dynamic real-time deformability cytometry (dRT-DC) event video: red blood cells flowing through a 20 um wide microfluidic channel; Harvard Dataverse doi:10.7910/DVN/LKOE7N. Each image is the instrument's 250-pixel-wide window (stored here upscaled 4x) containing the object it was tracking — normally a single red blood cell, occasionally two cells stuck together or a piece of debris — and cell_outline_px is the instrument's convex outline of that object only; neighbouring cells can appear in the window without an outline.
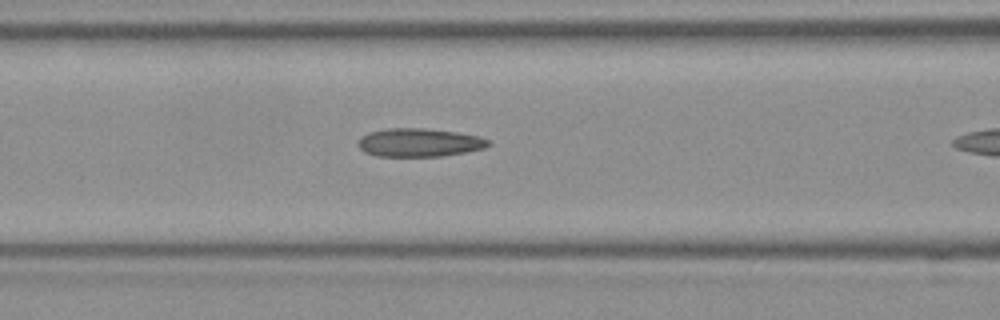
{"species": "Egyptian fruit bat (a non-hibernating species)", "species_latin": "Rousettus aegyptiacus", "temperature_condition": "room temperature", "stored_images_in_passage": 10, "camera_frame_rate_fps": 3000, "um_per_image_px": 0.085, "frame": {"image": 1, "passage_image": 9, "time_ms": 2.667, "image_size_px": [1000, 320], "cell_outline_px": [[492, 144], [484, 148], [464, 152], [440, 156], [376, 156], [364, 152], [356, 144], [360, 136], [368, 132], [388, 128], [424, 128], [456, 132], [480, 136], [492, 140]], "centroid_in_image_um": [35.63, 12.11], "position_along_channel_um": 131.0, "area_um2": 21.73}}